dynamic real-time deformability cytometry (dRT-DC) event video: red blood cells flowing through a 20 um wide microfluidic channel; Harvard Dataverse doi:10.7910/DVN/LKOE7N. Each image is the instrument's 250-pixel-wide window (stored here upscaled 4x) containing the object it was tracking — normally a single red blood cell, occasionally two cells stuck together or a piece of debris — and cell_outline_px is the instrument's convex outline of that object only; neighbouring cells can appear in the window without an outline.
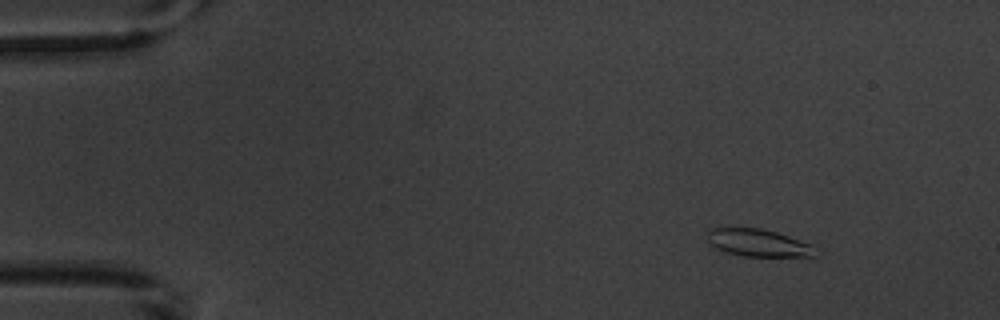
{"species": "common noctule bat (a hibernating species)", "species_latin": "Nyctalus noctula", "temperature_condition": "warm", "stored_images_in_passage": 5, "camera_frame_rate_fps": 3000, "um_per_image_px": 0.085, "animal": {"sex": "male", "body_mass_g": 20.1, "forearm_length_mm": 53.5}, "frame": {"image": 1, "passage_image": 2, "time_ms": 1.333, "image_size_px": [1000, 320], "cell_outline_px": [[820, 256], [744, 256], [728, 252], [716, 248], [708, 240], [708, 228], [760, 228], [776, 232], [812, 244]], "centroid_in_image_um": [64.49, 20.64], "position_along_channel_um": 20.5, "area_um2": 17.11}}
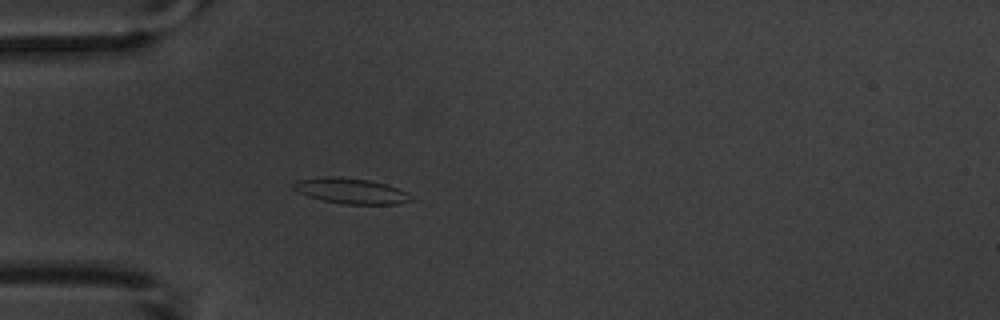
{"frame": {"image": 2, "passage_image": 5, "time_ms": 4.667, "image_size_px": [1000, 320], "cell_outline_px": [[412, 200], [400, 204], [344, 204], [324, 200], [308, 196], [292, 188], [292, 184], [296, 180], [324, 176], [336, 176], [368, 180], [384, 184], [408, 192]], "centroid_in_image_um": [29.81, 16.22], "position_along_channel_um": 55.2, "area_um2": 17.34}}